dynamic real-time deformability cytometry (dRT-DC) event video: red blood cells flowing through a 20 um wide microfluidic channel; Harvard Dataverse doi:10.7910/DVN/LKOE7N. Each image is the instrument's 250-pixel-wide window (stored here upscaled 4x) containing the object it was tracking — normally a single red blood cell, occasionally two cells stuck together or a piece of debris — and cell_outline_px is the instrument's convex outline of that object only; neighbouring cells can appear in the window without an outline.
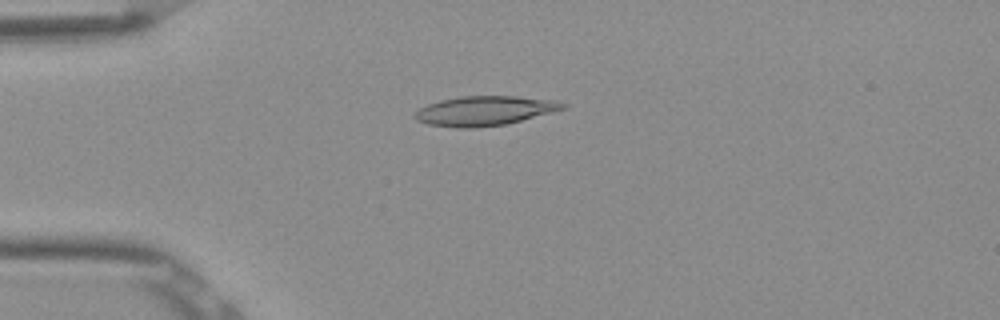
{"species": "Egyptian fruit bat (a non-hibernating species)", "species_latin": "Rousettus aegyptiacus", "temperature_condition": "room temperature", "stored_images_in_passage": 41, "camera_frame_rate_fps": 3000, "um_per_image_px": 0.085, "frame": {"image": 1, "passage_image": 2, "time_ms": 0.333, "image_size_px": [1000, 320], "cell_outline_px": [[568, 104], [564, 108], [552, 112], [504, 124], [476, 128], [456, 128], [428, 124], [416, 120], [412, 116], [420, 108], [428, 104], [440, 100], [460, 96], [516, 96], [556, 100]], "centroid_in_image_um": [41.16, 9.41], "position_along_channel_um": 43.8, "area_um2": 25.37}}
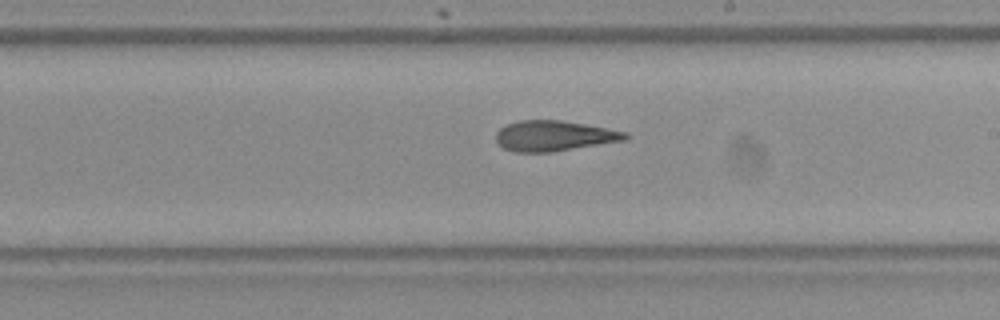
{"frame": {"image": 2, "passage_image": 19, "time_ms": 6.0, "image_size_px": [1000, 320], "cell_outline_px": [[628, 140], [552, 152], [516, 152], [504, 148], [496, 144], [496, 132], [500, 128], [508, 124], [520, 120], [560, 120], [584, 124], [628, 132]], "centroid_in_image_um": [47.1, 11.55], "position_along_channel_um": 241.9, "area_um2": 23.0}}
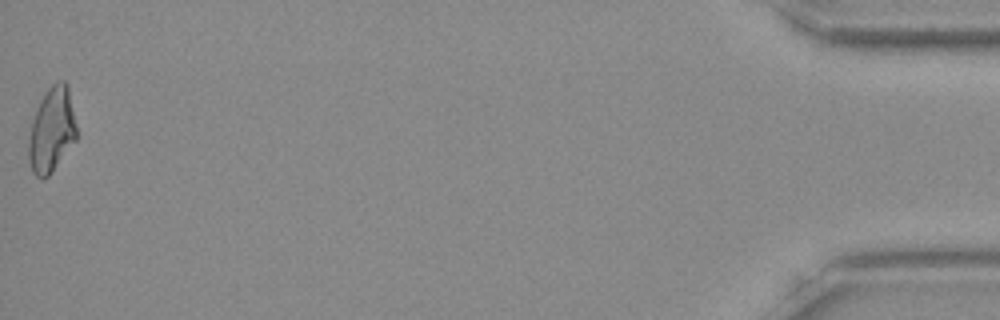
{"frame": {"image": 3, "passage_image": 41, "time_ms": 13.333, "image_size_px": [1000, 320], "cell_outline_px": [[76, 140], [52, 172], [44, 180], [36, 176], [32, 172], [28, 160], [28, 144], [32, 120], [36, 108], [40, 100], [48, 88], [56, 80], [64, 80], [68, 84], [76, 128]], "centroid_in_image_um": [4.38, 11.05], "position_along_channel_um": 430.8, "area_um2": 23.81}, "authors_computed_cell_mechanics": {"area_um2": 23.4668, "velocity_mm_per_s": 3.8805, "shape_relaxation_time_tau1_ms": null, "shape_relaxation_time_tau2_ms": 3.3379, "deformation_change_tau1": null, "deformation_change_tau2": 0.1161}}